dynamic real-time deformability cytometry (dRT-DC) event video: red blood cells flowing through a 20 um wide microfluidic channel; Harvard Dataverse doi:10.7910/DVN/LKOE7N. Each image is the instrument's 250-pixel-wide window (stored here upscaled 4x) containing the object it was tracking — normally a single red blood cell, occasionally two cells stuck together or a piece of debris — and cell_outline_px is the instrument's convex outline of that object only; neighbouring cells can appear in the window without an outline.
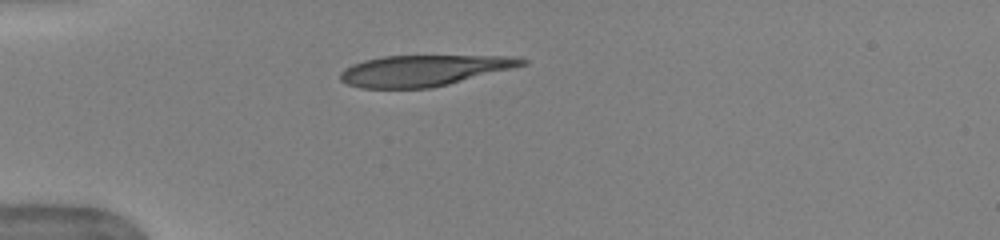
{"species": "human", "species_latin": "Homo sapiens", "temperature_condition": "warm", "stored_images_in_passage": 38, "camera_frame_rate_fps": 3000, "um_per_image_px": 0.085, "donor": {"sex": "female"}, "frame": {"image": 1, "passage_image": 1, "time_ms": 0.0, "image_size_px": [1000, 240], "cell_outline_px": [[528, 64], [448, 84], [428, 88], [360, 88], [348, 84], [340, 80], [340, 72], [344, 68], [352, 64], [364, 60], [384, 56], [520, 56], [528, 60]], "centroid_in_image_um": [36.02, 5.99], "position_along_channel_um": 49.0, "area_um2": 32.66}}
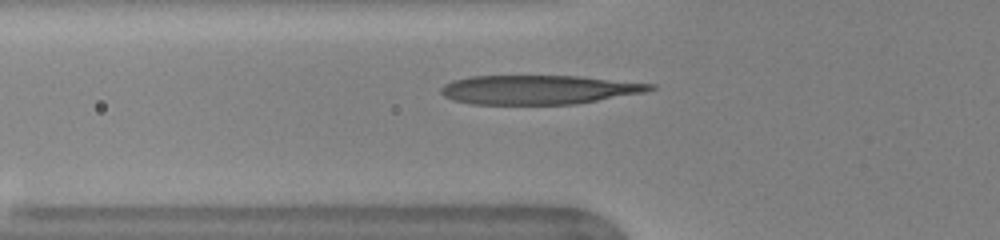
{"frame": {"image": 2, "passage_image": 5, "time_ms": 1.333, "image_size_px": [1000, 240], "cell_outline_px": [[656, 88], [644, 92], [576, 104], [472, 104], [452, 100], [444, 96], [440, 92], [440, 88], [444, 84], [452, 80], [472, 76], [580, 76], [656, 84]], "centroid_in_image_um": [45.77, 7.62], "position_along_channel_um": 80.0, "area_um2": 35.49}}
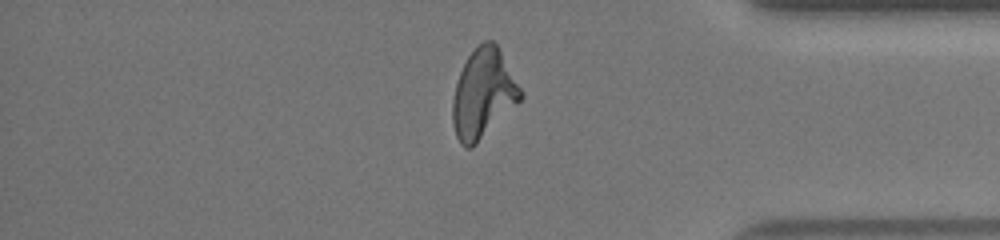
{"frame": {"image": 3, "passage_image": 30, "time_ms": 9.667, "image_size_px": [1000, 240], "cell_outline_px": [[524, 96], [472, 148], [464, 148], [460, 144], [456, 136], [452, 120], [452, 100], [456, 84], [460, 72], [468, 56], [484, 40], [492, 40], [496, 44], [520, 88]], "centroid_in_image_um": [41.04, 7.99], "position_along_channel_um": 394.2, "area_um2": 34.56}, "authors_computed_cell_mechanics": {"area_um2": 34.7378, "velocity_mm_per_s": 3.9523, "shape_relaxation_time_tau1_ms": 5.3088, "shape_relaxation_time_tau2_ms": 1.1494, "deformation_change_tau1": 0.2531, "deformation_change_tau2": 0.1289}}